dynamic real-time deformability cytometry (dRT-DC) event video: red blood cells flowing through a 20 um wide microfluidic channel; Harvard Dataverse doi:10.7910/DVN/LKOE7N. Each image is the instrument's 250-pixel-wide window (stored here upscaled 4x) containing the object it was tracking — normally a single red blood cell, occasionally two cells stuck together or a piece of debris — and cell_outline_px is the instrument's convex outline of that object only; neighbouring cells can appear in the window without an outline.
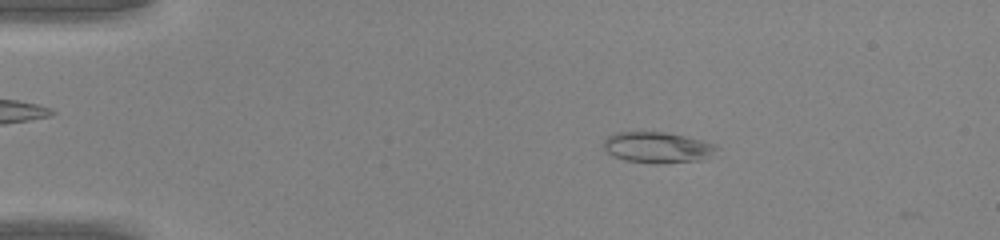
{"species": "common noctule bat (a hibernating species)", "species_latin": "Nyctalus noctula", "temperature_condition": "warm", "stored_images_in_passage": 6, "camera_frame_rate_fps": 3000, "um_per_image_px": 0.085, "animal": {"sex": "male", "body_mass_g": 20.0, "forearm_length_mm": 53.3}, "frame": {"image": 1, "passage_image": 1, "time_ms": 0.0, "image_size_px": [1000, 240], "cell_outline_px": [[720, 148], [712, 156], [700, 160], [660, 164], [656, 164], [624, 160], [612, 156], [604, 148], [604, 140], [608, 136], [616, 132], [668, 132], [716, 144]], "centroid_in_image_um": [55.91, 12.54], "position_along_channel_um": 29.1, "area_um2": 20.58}}